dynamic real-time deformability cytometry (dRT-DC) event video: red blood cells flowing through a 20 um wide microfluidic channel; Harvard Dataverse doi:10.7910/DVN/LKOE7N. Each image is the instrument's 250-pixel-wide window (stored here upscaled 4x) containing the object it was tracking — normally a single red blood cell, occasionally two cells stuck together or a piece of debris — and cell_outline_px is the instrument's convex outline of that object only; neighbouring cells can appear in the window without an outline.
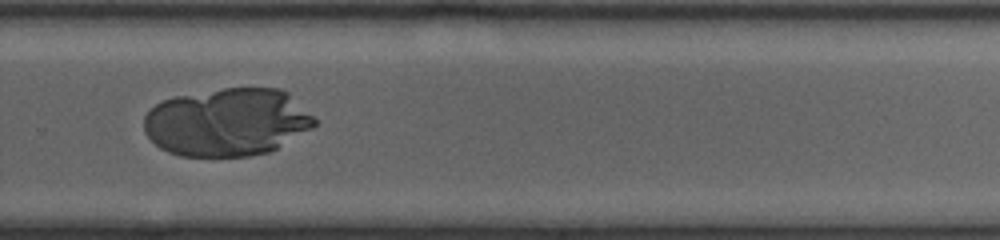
{"species": "human", "species_latin": "Homo sapiens", "temperature_condition": "warm", "stored_images_in_passage": 79, "camera_frame_rate_fps": 3000, "um_per_image_px": 0.085, "donor": {"sex": "female"}, "frame": {"image": 1, "passage_image": 60, "time_ms": 19.667, "image_size_px": [1000, 240], "cell_outline_px": [[316, 124], [312, 128], [276, 148], [268, 152], [248, 156], [180, 156], [168, 152], [160, 148], [144, 132], [144, 116], [156, 104], [164, 100], [176, 96], [224, 88], [280, 88], [288, 92], [316, 120]], "centroid_in_image_um": [19.3, 10.38], "position_along_channel_um": 310.5, "area_um2": 67.22}}